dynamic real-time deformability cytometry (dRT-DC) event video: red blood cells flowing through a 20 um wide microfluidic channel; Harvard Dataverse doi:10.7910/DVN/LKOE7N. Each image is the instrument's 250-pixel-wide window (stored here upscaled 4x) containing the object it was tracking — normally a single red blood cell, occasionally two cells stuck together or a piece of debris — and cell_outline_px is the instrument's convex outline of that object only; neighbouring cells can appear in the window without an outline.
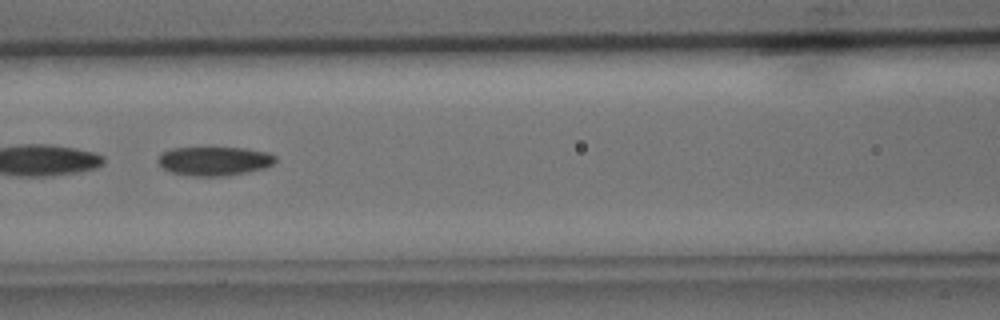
{"species": "common noctule bat (a hibernating species)", "species_latin": "Nyctalus noctula", "temperature_condition": "cold", "stored_images_in_passage": 21, "camera_frame_rate_fps": 3000, "um_per_image_px": 0.085, "animal": {"sex": "male", "body_mass_g": 15.6}, "frame": {"image": 1, "passage_image": 7, "time_ms": 2.0, "image_size_px": [1000, 320], "cell_outline_px": [[276, 160], [272, 164], [264, 168], [248, 172], [224, 176], [192, 176], [172, 172], [164, 168], [156, 160], [160, 152], [172, 148], [244, 148], [264, 152], [276, 156]], "centroid_in_image_um": [18.18, 13.69], "position_along_channel_um": 148.4, "area_um2": 19.71}}
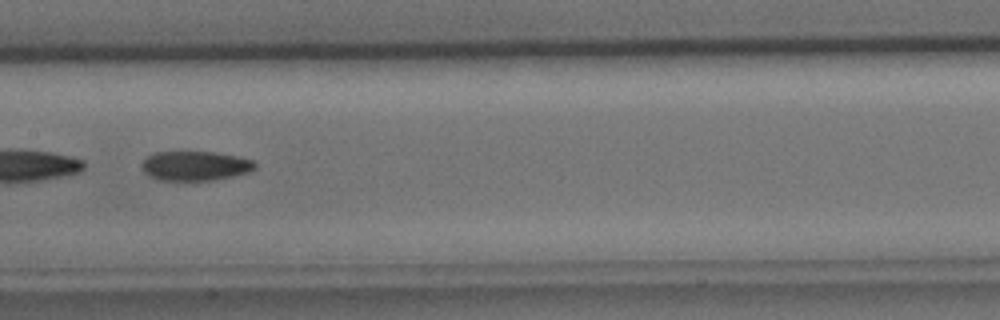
{"frame": {"image": 2, "passage_image": 10, "time_ms": 3.0, "image_size_px": [1000, 320], "cell_outline_px": [[256, 168], [248, 172], [232, 176], [212, 180], [160, 180], [148, 176], [140, 168], [140, 164], [148, 156], [156, 152], [212, 152], [236, 156], [252, 160], [256, 164]], "centroid_in_image_um": [16.55, 14.1], "position_along_channel_um": 190.9, "area_um2": 19.36}}